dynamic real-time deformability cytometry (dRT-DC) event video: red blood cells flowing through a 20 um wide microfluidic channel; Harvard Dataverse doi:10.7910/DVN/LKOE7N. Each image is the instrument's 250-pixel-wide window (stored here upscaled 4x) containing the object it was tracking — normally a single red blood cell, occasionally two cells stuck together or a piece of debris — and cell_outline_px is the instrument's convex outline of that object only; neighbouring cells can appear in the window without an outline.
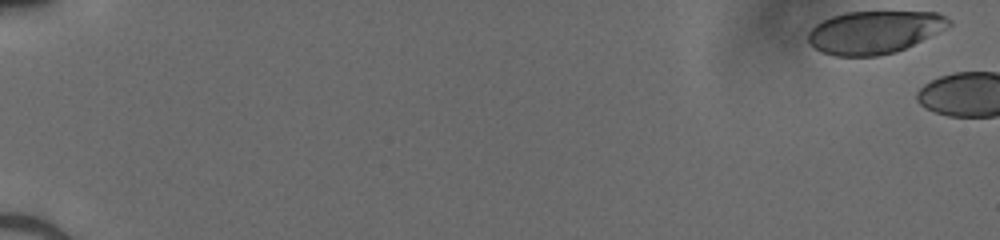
{"species": "human", "species_latin": "Homo sapiens", "temperature_condition": "cold", "stored_images_in_passage": 5, "camera_frame_rate_fps": 3000, "um_per_image_px": 0.085, "donor": {"sex": "male"}, "frame": {"image": 1, "passage_image": 1, "time_ms": 0.0, "image_size_px": [1000, 240], "cell_outline_px": [[952, 24], [948, 28], [896, 52], [876, 56], [836, 56], [820, 52], [808, 40], [808, 32], [816, 24], [832, 16], [844, 12], [936, 12], [952, 20]], "centroid_in_image_um": [74.34, 2.73], "position_along_channel_um": 10.7, "area_um2": 35.03}}